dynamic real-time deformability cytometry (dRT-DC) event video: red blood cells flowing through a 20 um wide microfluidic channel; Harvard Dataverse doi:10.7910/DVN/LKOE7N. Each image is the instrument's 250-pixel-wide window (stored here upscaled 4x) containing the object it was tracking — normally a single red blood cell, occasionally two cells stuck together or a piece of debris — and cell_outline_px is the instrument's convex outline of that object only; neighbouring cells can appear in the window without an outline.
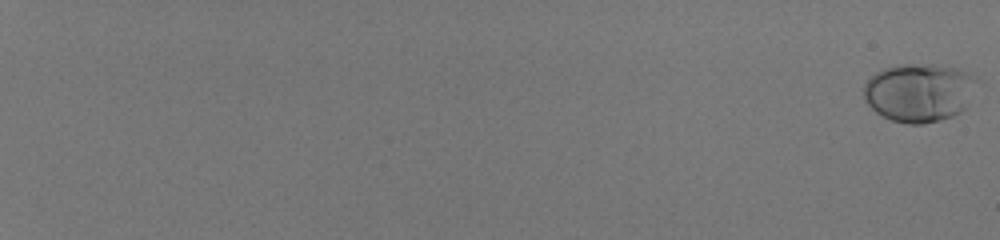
{"species": "human", "species_latin": "Homo sapiens", "temperature_condition": "room temperature", "stored_images_in_passage": 58, "camera_frame_rate_fps": 3000, "um_per_image_px": 0.085, "donor": {"sex": "male"}, "frame": {"image": 1, "passage_image": 1, "time_ms": 0.0, "image_size_px": [1000, 240], "cell_outline_px": [[976, 80], [964, 108], [960, 112], [952, 116], [940, 120], [924, 124], [908, 124], [892, 120], [876, 112], [864, 100], [864, 84], [876, 72], [884, 68], [900, 64], [936, 64], [956, 68], [968, 72]], "centroid_in_image_um": [78.08, 7.85], "position_along_channel_um": 6.9, "area_um2": 38.21}}
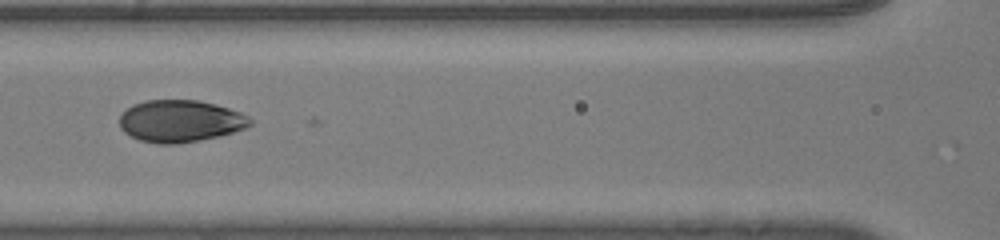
{"frame": {"image": 2, "passage_image": 34, "time_ms": 11.0, "image_size_px": [1000, 240], "cell_outline_px": [[252, 124], [244, 128], [220, 136], [200, 140], [176, 144], [160, 144], [140, 140], [124, 132], [120, 128], [120, 116], [132, 104], [144, 100], [196, 100], [216, 104], [240, 112], [248, 116], [252, 120]], "centroid_in_image_um": [15.32, 10.29], "position_along_channel_um": 151.3, "area_um2": 31.96}}
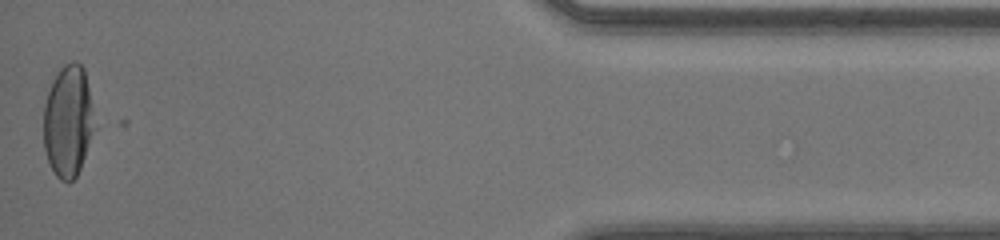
{"frame": {"image": 3, "passage_image": 58, "time_ms": 19.0, "image_size_px": [1000, 240], "cell_outline_px": [[96, 128], [80, 168], [76, 176], [68, 184], [60, 180], [56, 176], [48, 160], [44, 148], [44, 104], [52, 80], [60, 68], [64, 64], [72, 60], [76, 60], [84, 68]], "centroid_in_image_um": [5.79, 10.3], "position_along_channel_um": 429.4, "area_um2": 33.29}, "authors_computed_cell_mechanics": {"area_um2": 33.0905, "velocity_mm_per_s": 4.122, "shape_relaxation_time_tau1_ms": 4.3741, "shape_relaxation_time_tau2_ms": null, "deformation_change_tau1": 0.1875, "deformation_change_tau2": null}}